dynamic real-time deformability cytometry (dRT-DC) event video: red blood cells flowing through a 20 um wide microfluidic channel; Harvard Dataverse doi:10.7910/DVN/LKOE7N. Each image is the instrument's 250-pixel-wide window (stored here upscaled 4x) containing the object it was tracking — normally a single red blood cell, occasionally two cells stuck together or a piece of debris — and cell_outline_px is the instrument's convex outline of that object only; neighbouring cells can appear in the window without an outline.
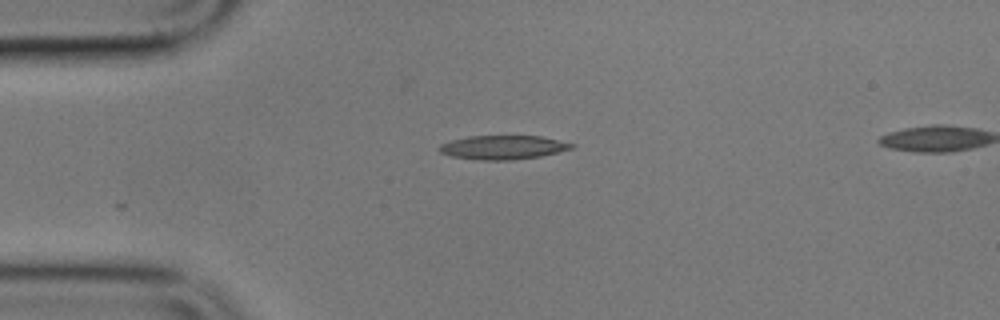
{"species": "common noctule bat (a hibernating species)", "species_latin": "Nyctalus noctula", "temperature_condition": "cold", "stored_images_in_passage": 2, "segment_of_instrument_passage": [1, 2], "camera_frame_rate_fps": 3000, "um_per_image_px": 0.085, "animal": {"sex": "male", "body_mass_g": 17.9}, "frame": {"image": 1, "passage_image": 1, "time_ms": 0.0, "image_size_px": [1000, 320], "cell_outline_px": [[576, 144], [572, 148], [540, 156], [512, 160], [476, 160], [452, 156], [440, 152], [440, 144], [452, 140], [468, 136], [540, 136]], "centroid_in_image_um": [42.74, 12.52], "position_along_channel_um": 42.3, "area_um2": 18.26}}